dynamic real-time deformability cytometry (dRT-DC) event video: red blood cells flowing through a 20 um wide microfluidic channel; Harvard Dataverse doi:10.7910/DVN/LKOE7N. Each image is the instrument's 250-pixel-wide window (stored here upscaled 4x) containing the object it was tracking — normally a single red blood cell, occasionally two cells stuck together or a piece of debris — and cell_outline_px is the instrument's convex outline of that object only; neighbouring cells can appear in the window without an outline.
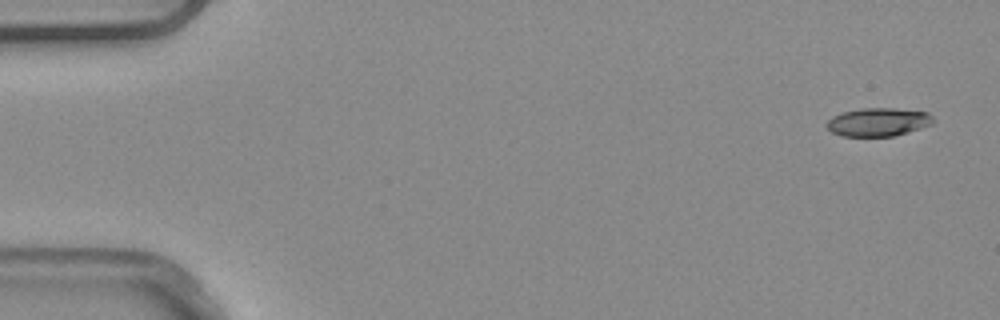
{"species": "common noctule bat (a hibernating species)", "species_latin": "Nyctalus noctula", "temperature_condition": "warm", "stored_images_in_passage": 8, "camera_frame_rate_fps": 3000, "um_per_image_px": 0.085, "animal": {"sex": "male", "body_mass_g": 20.4}, "frame": {"image": 1, "passage_image": 1, "time_ms": 0.0, "image_size_px": [1000, 320], "cell_outline_px": [[936, 120], [932, 124], [908, 132], [892, 136], [840, 136], [832, 132], [824, 124], [832, 116], [844, 112], [860, 108], [896, 108], [928, 112]], "centroid_in_image_um": [74.65, 10.37], "position_along_channel_um": 10.4, "area_um2": 17.69}}
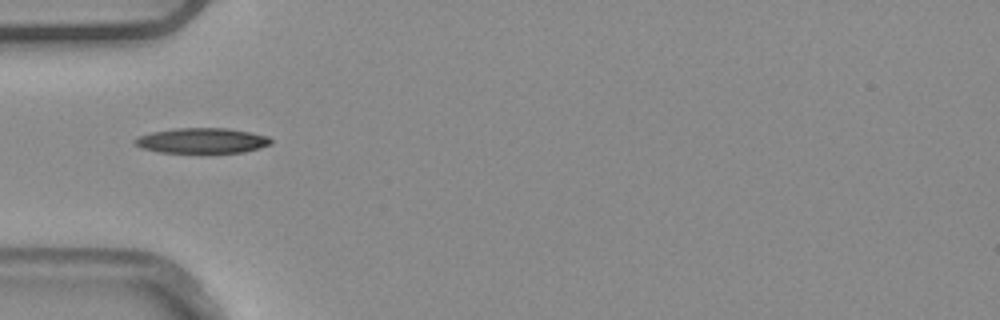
{"frame": {"image": 2, "passage_image": 4, "time_ms": 1.0, "image_size_px": [1000, 320], "cell_outline_px": [[272, 144], [244, 152], [160, 152], [140, 148], [132, 140], [136, 136], [152, 132], [176, 128], [228, 128], [252, 132], [268, 136], [272, 140]], "centroid_in_image_um": [17.16, 11.94], "position_along_channel_um": 67.8, "area_um2": 20.06}}